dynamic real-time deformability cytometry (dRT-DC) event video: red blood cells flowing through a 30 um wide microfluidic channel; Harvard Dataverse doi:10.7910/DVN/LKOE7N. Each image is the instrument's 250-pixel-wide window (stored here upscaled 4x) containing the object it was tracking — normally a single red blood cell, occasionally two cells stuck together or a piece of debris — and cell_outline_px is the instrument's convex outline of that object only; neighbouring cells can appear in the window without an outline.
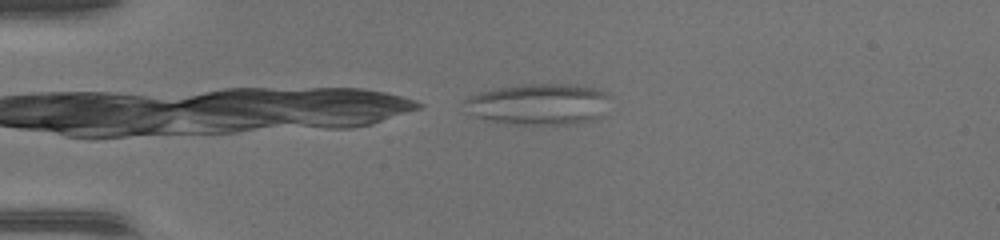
{"species": "common noctule bat (a hibernating species)", "species_latin": "Nyctalus noctula", "temperature_condition": "warm", "stored_images_in_passage": 8, "camera_frame_rate_fps": 3000, "um_per_image_px": 0.085, "animal": {"sex": "female", "body_mass_g": 17.0, "forearm_length_mm": 48.0}, "frame": {"image": 1, "passage_image": 1, "time_ms": 0.0, "image_size_px": [1000, 240], "cell_outline_px": [[612, 96], [600, 116], [596, 120], [576, 124], [516, 124], [492, 120], [476, 116], [464, 100], [468, 96], [480, 92], [496, 88], [524, 84], [576, 84], [592, 88], [604, 92]], "centroid_in_image_um": [45.89, 8.84], "position_along_channel_um": 39.1, "area_um2": 34.62}}
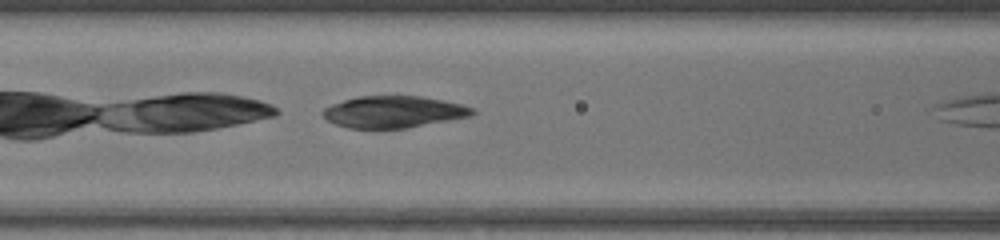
{"frame": {"image": 2, "passage_image": 7, "time_ms": 2.0, "image_size_px": [1000, 240], "cell_outline_px": [[476, 112], [472, 116], [404, 128], [348, 128], [336, 124], [328, 120], [320, 112], [324, 108], [332, 104], [344, 100], [360, 96], [420, 96], [460, 104], [476, 108]], "centroid_in_image_um": [33.46, 9.51], "position_along_channel_um": 133.1, "area_um2": 27.46}}